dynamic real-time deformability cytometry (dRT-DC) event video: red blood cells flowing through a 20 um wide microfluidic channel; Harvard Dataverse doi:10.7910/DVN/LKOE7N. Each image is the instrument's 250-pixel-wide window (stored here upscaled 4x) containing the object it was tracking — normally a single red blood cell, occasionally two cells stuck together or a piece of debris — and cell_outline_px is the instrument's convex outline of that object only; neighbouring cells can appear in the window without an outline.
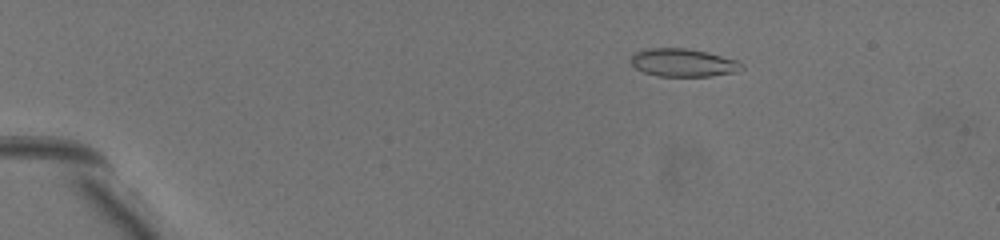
{"species": "common noctule bat (a hibernating species)", "species_latin": "Nyctalus noctula", "temperature_condition": "warm", "stored_images_in_passage": 8, "camera_frame_rate_fps": 3000, "um_per_image_px": 0.085, "animal": {"sex": "female", "body_mass_g": 19.5, "forearm_length_mm": 54.1}, "frame": {"image": 1, "passage_image": 3, "time_ms": 0.333, "image_size_px": [1000, 240], "cell_outline_px": [[744, 68], [736, 72], [712, 76], [656, 76], [644, 72], [636, 68], [628, 60], [636, 52], [648, 48], [688, 48], [708, 52], [736, 60], [744, 64]], "centroid_in_image_um": [58.08, 5.33], "position_along_channel_um": 26.9, "area_um2": 18.21}}